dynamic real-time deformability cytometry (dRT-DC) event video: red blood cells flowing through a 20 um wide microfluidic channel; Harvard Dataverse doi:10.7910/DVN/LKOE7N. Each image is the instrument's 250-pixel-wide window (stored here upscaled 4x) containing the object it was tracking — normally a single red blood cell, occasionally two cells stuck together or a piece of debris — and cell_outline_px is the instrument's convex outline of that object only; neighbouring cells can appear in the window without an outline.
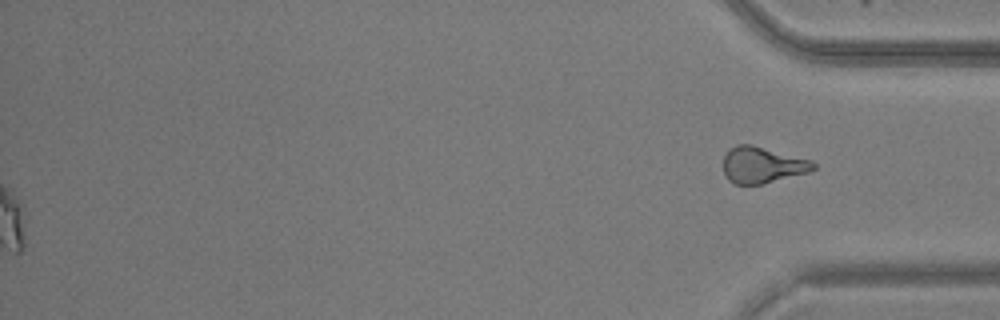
{"species": "common noctule bat (a hibernating species)", "species_latin": "Nyctalus noctula", "temperature_condition": "warm", "stored_images_in_passage": 50, "segment_of_instrument_passage": [2, 2], "camera_frame_rate_fps": 3000, "um_per_image_px": 0.085, "animal": {"sex": "male", "body_mass_g": 20.5, "forearm_length_mm": 52.5}, "frame": {"image": 1, "passage_image": 50, "time_ms": 16.333, "image_size_px": [1000, 320], "cell_outline_px": [[816, 168], [808, 172], [760, 184], [736, 184], [728, 180], [724, 176], [724, 156], [728, 148], [736, 144], [752, 144], [812, 160], [816, 164]], "centroid_in_image_um": [64.77, 14.0], "position_along_channel_um": 370.4, "area_um2": 19.07}}